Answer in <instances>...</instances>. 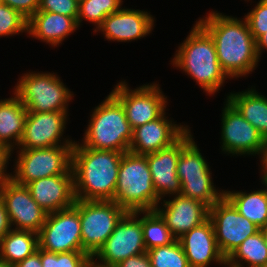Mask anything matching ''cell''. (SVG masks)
<instances>
[{
    "mask_svg": "<svg viewBox=\"0 0 267 267\" xmlns=\"http://www.w3.org/2000/svg\"><path fill=\"white\" fill-rule=\"evenodd\" d=\"M198 23L213 38L220 67L229 79L248 75L257 67L256 41L245 18L212 11Z\"/></svg>",
    "mask_w": 267,
    "mask_h": 267,
    "instance_id": "cell-1",
    "label": "cell"
},
{
    "mask_svg": "<svg viewBox=\"0 0 267 267\" xmlns=\"http://www.w3.org/2000/svg\"><path fill=\"white\" fill-rule=\"evenodd\" d=\"M123 152L95 150L75 142L72 170L76 200L114 201Z\"/></svg>",
    "mask_w": 267,
    "mask_h": 267,
    "instance_id": "cell-2",
    "label": "cell"
},
{
    "mask_svg": "<svg viewBox=\"0 0 267 267\" xmlns=\"http://www.w3.org/2000/svg\"><path fill=\"white\" fill-rule=\"evenodd\" d=\"M176 52L172 64L190 75L209 95L220 90L229 78L220 67L213 38L198 22Z\"/></svg>",
    "mask_w": 267,
    "mask_h": 267,
    "instance_id": "cell-3",
    "label": "cell"
},
{
    "mask_svg": "<svg viewBox=\"0 0 267 267\" xmlns=\"http://www.w3.org/2000/svg\"><path fill=\"white\" fill-rule=\"evenodd\" d=\"M132 128L126 118L121 102L110 93L90 117L85 130L84 147L95 150L128 152L132 140Z\"/></svg>",
    "mask_w": 267,
    "mask_h": 267,
    "instance_id": "cell-4",
    "label": "cell"
},
{
    "mask_svg": "<svg viewBox=\"0 0 267 267\" xmlns=\"http://www.w3.org/2000/svg\"><path fill=\"white\" fill-rule=\"evenodd\" d=\"M114 201L127 212L155 210L160 204L146 155L130 151L123 154Z\"/></svg>",
    "mask_w": 267,
    "mask_h": 267,
    "instance_id": "cell-5",
    "label": "cell"
},
{
    "mask_svg": "<svg viewBox=\"0 0 267 267\" xmlns=\"http://www.w3.org/2000/svg\"><path fill=\"white\" fill-rule=\"evenodd\" d=\"M176 171L182 196L198 200L209 208L224 197L225 191L214 187L209 165L195 144L190 129L181 136Z\"/></svg>",
    "mask_w": 267,
    "mask_h": 267,
    "instance_id": "cell-6",
    "label": "cell"
},
{
    "mask_svg": "<svg viewBox=\"0 0 267 267\" xmlns=\"http://www.w3.org/2000/svg\"><path fill=\"white\" fill-rule=\"evenodd\" d=\"M51 148L19 149L11 179L20 185L33 180L63 175L72 171V151L75 141L69 139Z\"/></svg>",
    "mask_w": 267,
    "mask_h": 267,
    "instance_id": "cell-7",
    "label": "cell"
},
{
    "mask_svg": "<svg viewBox=\"0 0 267 267\" xmlns=\"http://www.w3.org/2000/svg\"><path fill=\"white\" fill-rule=\"evenodd\" d=\"M14 93L28 112L68 111L72 92L50 72H29L19 79Z\"/></svg>",
    "mask_w": 267,
    "mask_h": 267,
    "instance_id": "cell-8",
    "label": "cell"
},
{
    "mask_svg": "<svg viewBox=\"0 0 267 267\" xmlns=\"http://www.w3.org/2000/svg\"><path fill=\"white\" fill-rule=\"evenodd\" d=\"M82 248L93 257L127 213L115 201L78 200Z\"/></svg>",
    "mask_w": 267,
    "mask_h": 267,
    "instance_id": "cell-9",
    "label": "cell"
},
{
    "mask_svg": "<svg viewBox=\"0 0 267 267\" xmlns=\"http://www.w3.org/2000/svg\"><path fill=\"white\" fill-rule=\"evenodd\" d=\"M38 236L39 248L47 252L84 251L78 200L69 208L49 213Z\"/></svg>",
    "mask_w": 267,
    "mask_h": 267,
    "instance_id": "cell-10",
    "label": "cell"
},
{
    "mask_svg": "<svg viewBox=\"0 0 267 267\" xmlns=\"http://www.w3.org/2000/svg\"><path fill=\"white\" fill-rule=\"evenodd\" d=\"M122 81L112 90L121 102L133 129L159 118L166 111L167 97L158 84H147L132 90Z\"/></svg>",
    "mask_w": 267,
    "mask_h": 267,
    "instance_id": "cell-11",
    "label": "cell"
},
{
    "mask_svg": "<svg viewBox=\"0 0 267 267\" xmlns=\"http://www.w3.org/2000/svg\"><path fill=\"white\" fill-rule=\"evenodd\" d=\"M142 211L127 212L104 245L93 256L98 262L115 267L124 259L147 252L142 233ZM138 218V219H137Z\"/></svg>",
    "mask_w": 267,
    "mask_h": 267,
    "instance_id": "cell-12",
    "label": "cell"
},
{
    "mask_svg": "<svg viewBox=\"0 0 267 267\" xmlns=\"http://www.w3.org/2000/svg\"><path fill=\"white\" fill-rule=\"evenodd\" d=\"M216 242L221 254L227 259L232 252L249 236L260 228L243 217L224 196L209 208Z\"/></svg>",
    "mask_w": 267,
    "mask_h": 267,
    "instance_id": "cell-13",
    "label": "cell"
},
{
    "mask_svg": "<svg viewBox=\"0 0 267 267\" xmlns=\"http://www.w3.org/2000/svg\"><path fill=\"white\" fill-rule=\"evenodd\" d=\"M0 200L4 204L12 229L39 233L46 221V213L32 198L28 188L12 179L0 186Z\"/></svg>",
    "mask_w": 267,
    "mask_h": 267,
    "instance_id": "cell-14",
    "label": "cell"
},
{
    "mask_svg": "<svg viewBox=\"0 0 267 267\" xmlns=\"http://www.w3.org/2000/svg\"><path fill=\"white\" fill-rule=\"evenodd\" d=\"M224 106L221 118L222 151L228 152V155H258L264 138L228 99Z\"/></svg>",
    "mask_w": 267,
    "mask_h": 267,
    "instance_id": "cell-15",
    "label": "cell"
},
{
    "mask_svg": "<svg viewBox=\"0 0 267 267\" xmlns=\"http://www.w3.org/2000/svg\"><path fill=\"white\" fill-rule=\"evenodd\" d=\"M67 115V111L28 112L18 148H51L61 145Z\"/></svg>",
    "mask_w": 267,
    "mask_h": 267,
    "instance_id": "cell-16",
    "label": "cell"
},
{
    "mask_svg": "<svg viewBox=\"0 0 267 267\" xmlns=\"http://www.w3.org/2000/svg\"><path fill=\"white\" fill-rule=\"evenodd\" d=\"M165 113L159 118L133 129L129 145L130 152L138 155L155 153L170 147L189 129L188 125L184 127V125L172 123Z\"/></svg>",
    "mask_w": 267,
    "mask_h": 267,
    "instance_id": "cell-17",
    "label": "cell"
},
{
    "mask_svg": "<svg viewBox=\"0 0 267 267\" xmlns=\"http://www.w3.org/2000/svg\"><path fill=\"white\" fill-rule=\"evenodd\" d=\"M173 197L174 199L169 201L163 200V208L159 205L155 210L164 219L172 235L178 239L209 218V207L198 200L182 195Z\"/></svg>",
    "mask_w": 267,
    "mask_h": 267,
    "instance_id": "cell-18",
    "label": "cell"
},
{
    "mask_svg": "<svg viewBox=\"0 0 267 267\" xmlns=\"http://www.w3.org/2000/svg\"><path fill=\"white\" fill-rule=\"evenodd\" d=\"M25 186L32 198L48 214L69 208L76 200L73 170L63 175L36 179Z\"/></svg>",
    "mask_w": 267,
    "mask_h": 267,
    "instance_id": "cell-19",
    "label": "cell"
},
{
    "mask_svg": "<svg viewBox=\"0 0 267 267\" xmlns=\"http://www.w3.org/2000/svg\"><path fill=\"white\" fill-rule=\"evenodd\" d=\"M154 21L147 11L121 8L107 16L94 32H103L109 41L127 42L150 34Z\"/></svg>",
    "mask_w": 267,
    "mask_h": 267,
    "instance_id": "cell-20",
    "label": "cell"
},
{
    "mask_svg": "<svg viewBox=\"0 0 267 267\" xmlns=\"http://www.w3.org/2000/svg\"><path fill=\"white\" fill-rule=\"evenodd\" d=\"M178 241L190 267H209L211 262L226 266V258L218 248L214 228L209 218L183 234Z\"/></svg>",
    "mask_w": 267,
    "mask_h": 267,
    "instance_id": "cell-21",
    "label": "cell"
},
{
    "mask_svg": "<svg viewBox=\"0 0 267 267\" xmlns=\"http://www.w3.org/2000/svg\"><path fill=\"white\" fill-rule=\"evenodd\" d=\"M180 153L181 137L170 147L146 155L153 186L160 201L167 194L181 195V183L176 171Z\"/></svg>",
    "mask_w": 267,
    "mask_h": 267,
    "instance_id": "cell-22",
    "label": "cell"
},
{
    "mask_svg": "<svg viewBox=\"0 0 267 267\" xmlns=\"http://www.w3.org/2000/svg\"><path fill=\"white\" fill-rule=\"evenodd\" d=\"M77 17H68L53 12H36L27 24V33L38 40L57 47L77 30Z\"/></svg>",
    "mask_w": 267,
    "mask_h": 267,
    "instance_id": "cell-23",
    "label": "cell"
},
{
    "mask_svg": "<svg viewBox=\"0 0 267 267\" xmlns=\"http://www.w3.org/2000/svg\"><path fill=\"white\" fill-rule=\"evenodd\" d=\"M27 113L26 107L15 94L12 98L0 100V143L12 151L22 139Z\"/></svg>",
    "mask_w": 267,
    "mask_h": 267,
    "instance_id": "cell-24",
    "label": "cell"
},
{
    "mask_svg": "<svg viewBox=\"0 0 267 267\" xmlns=\"http://www.w3.org/2000/svg\"><path fill=\"white\" fill-rule=\"evenodd\" d=\"M227 99L258 130L264 140L267 139V98L256 89L248 88L246 91L230 93Z\"/></svg>",
    "mask_w": 267,
    "mask_h": 267,
    "instance_id": "cell-25",
    "label": "cell"
},
{
    "mask_svg": "<svg viewBox=\"0 0 267 267\" xmlns=\"http://www.w3.org/2000/svg\"><path fill=\"white\" fill-rule=\"evenodd\" d=\"M39 248L38 233L11 229L0 242V259L15 266Z\"/></svg>",
    "mask_w": 267,
    "mask_h": 267,
    "instance_id": "cell-26",
    "label": "cell"
},
{
    "mask_svg": "<svg viewBox=\"0 0 267 267\" xmlns=\"http://www.w3.org/2000/svg\"><path fill=\"white\" fill-rule=\"evenodd\" d=\"M266 189L250 193L240 191H225V197L238 212L259 228L267 224V185Z\"/></svg>",
    "mask_w": 267,
    "mask_h": 267,
    "instance_id": "cell-27",
    "label": "cell"
},
{
    "mask_svg": "<svg viewBox=\"0 0 267 267\" xmlns=\"http://www.w3.org/2000/svg\"><path fill=\"white\" fill-rule=\"evenodd\" d=\"M245 263L247 267L267 265V246L260 230L247 237L226 259V264L232 267H244Z\"/></svg>",
    "mask_w": 267,
    "mask_h": 267,
    "instance_id": "cell-28",
    "label": "cell"
},
{
    "mask_svg": "<svg viewBox=\"0 0 267 267\" xmlns=\"http://www.w3.org/2000/svg\"><path fill=\"white\" fill-rule=\"evenodd\" d=\"M142 214H144L142 217V233L146 250L157 246H167L176 240L164 219L156 210L142 211Z\"/></svg>",
    "mask_w": 267,
    "mask_h": 267,
    "instance_id": "cell-29",
    "label": "cell"
},
{
    "mask_svg": "<svg viewBox=\"0 0 267 267\" xmlns=\"http://www.w3.org/2000/svg\"><path fill=\"white\" fill-rule=\"evenodd\" d=\"M122 2V0H79L78 27L86 19L96 24L95 30H97L107 16L122 8Z\"/></svg>",
    "mask_w": 267,
    "mask_h": 267,
    "instance_id": "cell-30",
    "label": "cell"
},
{
    "mask_svg": "<svg viewBox=\"0 0 267 267\" xmlns=\"http://www.w3.org/2000/svg\"><path fill=\"white\" fill-rule=\"evenodd\" d=\"M152 267H190L183 248L176 239L167 246H157L147 250Z\"/></svg>",
    "mask_w": 267,
    "mask_h": 267,
    "instance_id": "cell-31",
    "label": "cell"
},
{
    "mask_svg": "<svg viewBox=\"0 0 267 267\" xmlns=\"http://www.w3.org/2000/svg\"><path fill=\"white\" fill-rule=\"evenodd\" d=\"M89 257L85 251L51 253L41 249L42 267H82Z\"/></svg>",
    "mask_w": 267,
    "mask_h": 267,
    "instance_id": "cell-32",
    "label": "cell"
},
{
    "mask_svg": "<svg viewBox=\"0 0 267 267\" xmlns=\"http://www.w3.org/2000/svg\"><path fill=\"white\" fill-rule=\"evenodd\" d=\"M28 20L18 11L0 3V37L27 32Z\"/></svg>",
    "mask_w": 267,
    "mask_h": 267,
    "instance_id": "cell-33",
    "label": "cell"
},
{
    "mask_svg": "<svg viewBox=\"0 0 267 267\" xmlns=\"http://www.w3.org/2000/svg\"><path fill=\"white\" fill-rule=\"evenodd\" d=\"M245 19L256 41L267 30V0H260L252 11L245 15Z\"/></svg>",
    "mask_w": 267,
    "mask_h": 267,
    "instance_id": "cell-34",
    "label": "cell"
},
{
    "mask_svg": "<svg viewBox=\"0 0 267 267\" xmlns=\"http://www.w3.org/2000/svg\"><path fill=\"white\" fill-rule=\"evenodd\" d=\"M79 0H39L37 12H53L68 17L78 16Z\"/></svg>",
    "mask_w": 267,
    "mask_h": 267,
    "instance_id": "cell-35",
    "label": "cell"
},
{
    "mask_svg": "<svg viewBox=\"0 0 267 267\" xmlns=\"http://www.w3.org/2000/svg\"><path fill=\"white\" fill-rule=\"evenodd\" d=\"M29 20L39 8V0H0Z\"/></svg>",
    "mask_w": 267,
    "mask_h": 267,
    "instance_id": "cell-36",
    "label": "cell"
},
{
    "mask_svg": "<svg viewBox=\"0 0 267 267\" xmlns=\"http://www.w3.org/2000/svg\"><path fill=\"white\" fill-rule=\"evenodd\" d=\"M115 267H152V264L149 255L145 252L136 256L128 257Z\"/></svg>",
    "mask_w": 267,
    "mask_h": 267,
    "instance_id": "cell-37",
    "label": "cell"
},
{
    "mask_svg": "<svg viewBox=\"0 0 267 267\" xmlns=\"http://www.w3.org/2000/svg\"><path fill=\"white\" fill-rule=\"evenodd\" d=\"M12 150H10L6 145L0 143V186L11 179L12 174L5 173L7 172V163L10 159ZM6 168V169H5Z\"/></svg>",
    "mask_w": 267,
    "mask_h": 267,
    "instance_id": "cell-38",
    "label": "cell"
},
{
    "mask_svg": "<svg viewBox=\"0 0 267 267\" xmlns=\"http://www.w3.org/2000/svg\"><path fill=\"white\" fill-rule=\"evenodd\" d=\"M13 267H42L41 248H38L34 254L28 256Z\"/></svg>",
    "mask_w": 267,
    "mask_h": 267,
    "instance_id": "cell-39",
    "label": "cell"
},
{
    "mask_svg": "<svg viewBox=\"0 0 267 267\" xmlns=\"http://www.w3.org/2000/svg\"><path fill=\"white\" fill-rule=\"evenodd\" d=\"M11 230L8 214L5 210L4 204L0 200V242L1 239Z\"/></svg>",
    "mask_w": 267,
    "mask_h": 267,
    "instance_id": "cell-40",
    "label": "cell"
},
{
    "mask_svg": "<svg viewBox=\"0 0 267 267\" xmlns=\"http://www.w3.org/2000/svg\"><path fill=\"white\" fill-rule=\"evenodd\" d=\"M258 155H260L259 157L262 162V184L267 185V139L264 140V144Z\"/></svg>",
    "mask_w": 267,
    "mask_h": 267,
    "instance_id": "cell-41",
    "label": "cell"
},
{
    "mask_svg": "<svg viewBox=\"0 0 267 267\" xmlns=\"http://www.w3.org/2000/svg\"><path fill=\"white\" fill-rule=\"evenodd\" d=\"M256 49L258 53V57L260 58V55L262 53V50H267V30L264 34H262L257 40H256Z\"/></svg>",
    "mask_w": 267,
    "mask_h": 267,
    "instance_id": "cell-42",
    "label": "cell"
},
{
    "mask_svg": "<svg viewBox=\"0 0 267 267\" xmlns=\"http://www.w3.org/2000/svg\"><path fill=\"white\" fill-rule=\"evenodd\" d=\"M94 259V257H89L82 267H109L106 264L100 263L98 260L96 261V259Z\"/></svg>",
    "mask_w": 267,
    "mask_h": 267,
    "instance_id": "cell-43",
    "label": "cell"
},
{
    "mask_svg": "<svg viewBox=\"0 0 267 267\" xmlns=\"http://www.w3.org/2000/svg\"><path fill=\"white\" fill-rule=\"evenodd\" d=\"M260 232L262 233L265 240V244L267 246V224L260 228Z\"/></svg>",
    "mask_w": 267,
    "mask_h": 267,
    "instance_id": "cell-44",
    "label": "cell"
},
{
    "mask_svg": "<svg viewBox=\"0 0 267 267\" xmlns=\"http://www.w3.org/2000/svg\"><path fill=\"white\" fill-rule=\"evenodd\" d=\"M0 267H13L9 265L6 261L0 259Z\"/></svg>",
    "mask_w": 267,
    "mask_h": 267,
    "instance_id": "cell-45",
    "label": "cell"
}]
</instances>
